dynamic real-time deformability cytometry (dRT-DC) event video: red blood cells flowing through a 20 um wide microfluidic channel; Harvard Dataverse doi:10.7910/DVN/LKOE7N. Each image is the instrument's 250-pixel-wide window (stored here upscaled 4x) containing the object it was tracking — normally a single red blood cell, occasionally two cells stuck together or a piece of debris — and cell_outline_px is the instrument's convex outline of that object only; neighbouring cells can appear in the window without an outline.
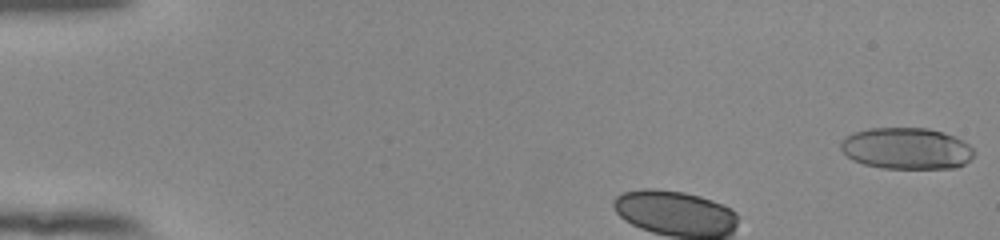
{"species": "human", "species_latin": "Homo sapiens", "temperature_condition": "room temperature", "stored_images_in_passage": 40, "camera_frame_rate_fps": 3000, "um_per_image_px": 0.085, "donor": {"sex": "female"}, "frame": {"image": 1, "passage_image": 1, "time_ms": 0.0, "image_size_px": [1000, 240], "cell_outline_px": [[976, 152], [964, 164], [956, 168], [884, 168], [864, 164], [852, 160], [840, 148], [840, 140], [856, 132], [868, 128], [928, 128], [944, 132], [968, 144]], "centroid_in_image_um": [77.04, 12.62], "position_along_channel_um": 8.0, "area_um2": 32.08}}
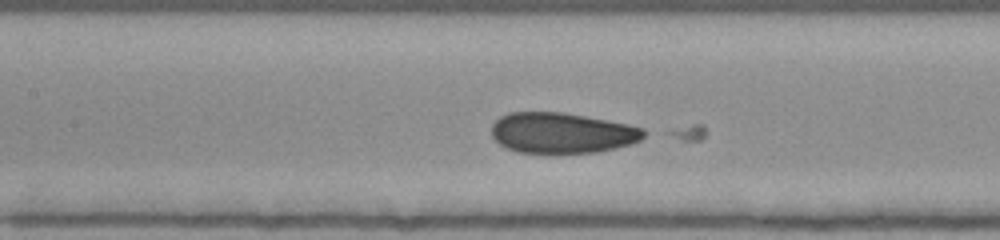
{"frame": {"image": 2, "passage_image": 18, "time_ms": 5.667, "image_size_px": [1000, 240], "cell_outline_px": [[652, 132], [640, 140], [628, 144], [596, 152], [516, 152], [500, 144], [492, 136], [492, 124], [500, 116], [508, 112], [560, 112], [584, 116], [628, 124], [644, 128]], "centroid_in_image_um": [47.78, 11.28], "position_along_channel_um": 159.6, "area_um2": 35.78}}
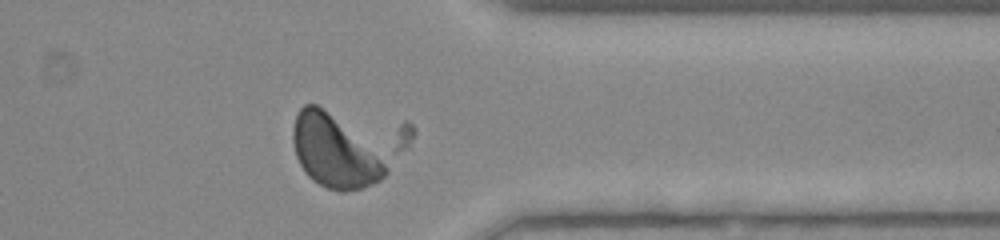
{"frame": {"image": 3, "passage_image": 36, "time_ms": 11.667, "image_size_px": [1000, 240], "cell_outline_px": [[416, 132], [412, 140], [388, 172], [380, 180], [372, 184], [360, 188], [344, 192], [340, 192], [328, 188], [312, 180], [304, 172], [296, 156], [292, 140], [292, 128], [296, 112], [304, 104], [316, 104], [408, 120], [416, 128]], "centroid_in_image_um": [29.56, 12.36], "position_along_channel_um": 381.8, "area_um2": 56.64}, "authors_computed_cell_mechanics": {"area_um2": 34.4488, "velocity_mm_per_s": 3.8403, "shape_relaxation_time_tau1_ms": 5.1027, "shape_relaxation_time_tau2_ms": null, "deformation_change_tau1": 0.271, "deformation_change_tau2": null}}